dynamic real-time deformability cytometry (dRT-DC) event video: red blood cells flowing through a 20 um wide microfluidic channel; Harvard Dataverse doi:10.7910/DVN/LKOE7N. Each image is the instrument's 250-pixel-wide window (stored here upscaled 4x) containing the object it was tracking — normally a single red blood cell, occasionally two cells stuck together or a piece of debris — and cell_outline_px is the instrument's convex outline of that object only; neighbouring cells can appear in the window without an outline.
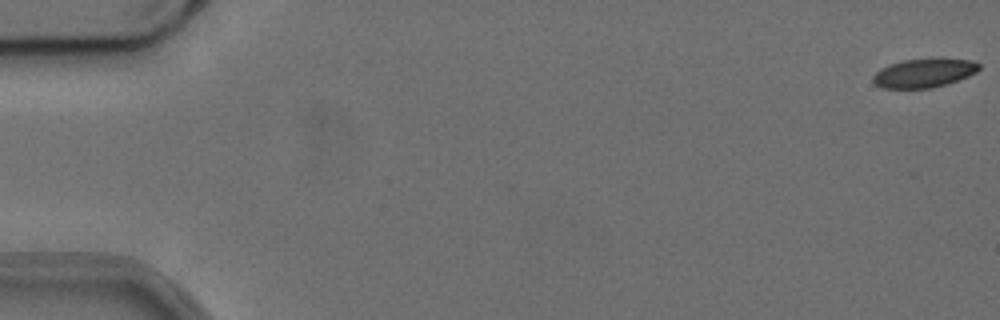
{"species": "common noctule bat (a hibernating species)", "species_latin": "Nyctalus noctula", "temperature_condition": "cold", "stored_images_in_passage": 56, "camera_frame_rate_fps": 3000, "um_per_image_px": 0.085, "animal": {"sex": "female", "body_mass_g": 24.6, "forearm_length_mm": 56.2}, "frame": {"image": 1, "passage_image": 1, "time_ms": 0.0, "image_size_px": [1000, 320], "cell_outline_px": [[980, 68], [976, 72], [968, 76], [948, 84], [932, 88], [884, 88], [876, 84], [872, 80], [872, 76], [880, 68], [904, 60], [972, 60], [980, 64]], "centroid_in_image_um": [78.53, 6.24], "position_along_channel_um": 6.5, "area_um2": 17.34}}
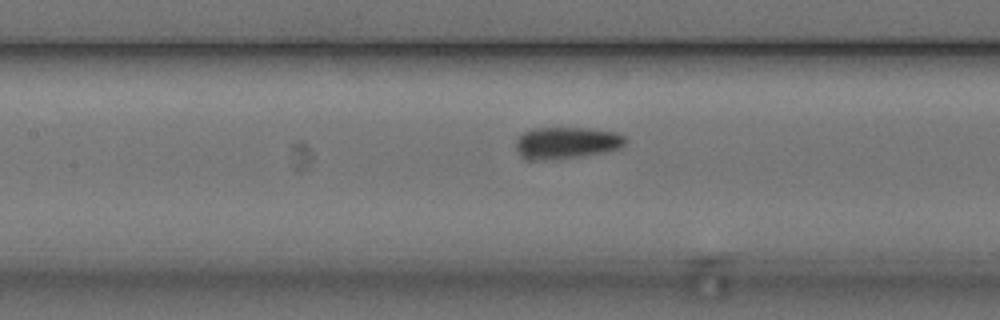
{"frame": {"image": 2, "passage_image": 26, "time_ms": 8.333, "image_size_px": [1000, 320], "cell_outline_px": [[628, 140], [620, 148], [604, 152], [584, 156], [552, 160], [524, 160], [520, 156], [516, 148], [516, 140], [524, 132], [532, 128], [588, 128], [616, 132], [624, 136]], "centroid_in_image_um": [48.14, 12.15], "position_along_channel_um": 159.3, "area_um2": 20.58}}
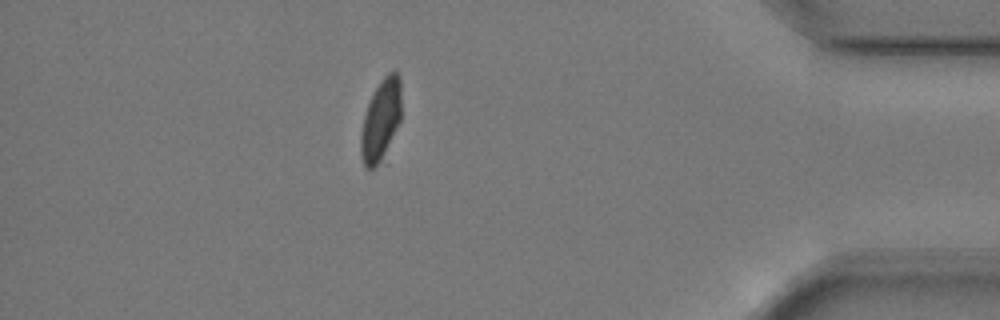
{"frame": {"image": 3, "passage_image": 49, "time_ms": 16.0, "image_size_px": [1000, 320], "cell_outline_px": [[400, 120], [380, 160], [372, 168], [364, 168], [360, 152], [360, 136], [364, 116], [368, 104], [380, 80], [388, 72], [396, 72], [400, 76]], "centroid_in_image_um": [32.34, 10.17], "position_along_channel_um": 402.9, "area_um2": 18.55}, "authors_computed_cell_mechanics": {"area_um2": 20.0855, "velocity_mm_per_s": 3.7454, "shape_relaxation_time_tau1_ms": 9.1835, "shape_relaxation_time_tau2_ms": null, "deformation_change_tau1": 0.2098, "deformation_change_tau2": null}}